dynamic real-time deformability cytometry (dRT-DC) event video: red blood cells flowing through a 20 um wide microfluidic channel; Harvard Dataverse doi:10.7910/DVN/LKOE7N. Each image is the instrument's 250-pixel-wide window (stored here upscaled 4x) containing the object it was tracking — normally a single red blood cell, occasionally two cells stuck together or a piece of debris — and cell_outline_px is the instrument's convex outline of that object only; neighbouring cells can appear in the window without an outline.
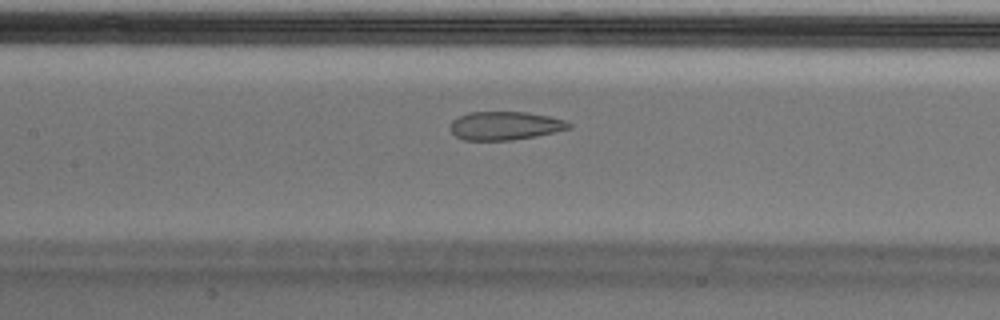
{"species": "Egyptian fruit bat (a non-hibernating species)", "species_latin": "Rousettus aegyptiacus", "temperature_condition": "cold", "stored_images_in_passage": 42, "camera_frame_rate_fps": 3000, "um_per_image_px": 0.085, "animal": {"sex": "male"}, "frame": {"image": 1, "passage_image": 13, "time_ms": 4.0, "image_size_px": [1000, 320], "cell_outline_px": [[572, 128], [536, 136], [512, 140], [464, 140], [456, 136], [452, 132], [452, 120], [468, 112], [528, 112], [548, 116], [564, 120], [572, 124]], "centroid_in_image_um": [42.96, 10.68], "position_along_channel_um": 164.4, "area_um2": 19.54}}
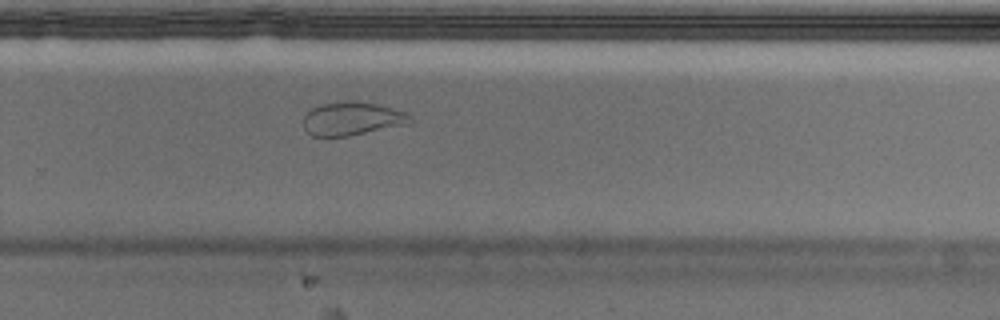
{"frame": {"image": 2, "passage_image": 24, "time_ms": 7.667, "image_size_px": [1000, 320], "cell_outline_px": [[412, 120], [408, 124], [348, 136], [312, 136], [304, 128], [304, 116], [312, 108], [320, 104], [344, 100], [352, 100], [376, 104], [408, 112], [412, 116]], "centroid_in_image_um": [29.94, 10.07], "position_along_channel_um": 299.9, "area_um2": 20.87}, "authors_computed_cell_mechanics": {"area_um2": 22.3686, "velocity_mm_per_s": 3.7169, "shape_relaxation_time_tau1_ms": null, "shape_relaxation_time_tau2_ms": 1.2932, "deformation_change_tau1": null, "deformation_change_tau2": 0.0658}}